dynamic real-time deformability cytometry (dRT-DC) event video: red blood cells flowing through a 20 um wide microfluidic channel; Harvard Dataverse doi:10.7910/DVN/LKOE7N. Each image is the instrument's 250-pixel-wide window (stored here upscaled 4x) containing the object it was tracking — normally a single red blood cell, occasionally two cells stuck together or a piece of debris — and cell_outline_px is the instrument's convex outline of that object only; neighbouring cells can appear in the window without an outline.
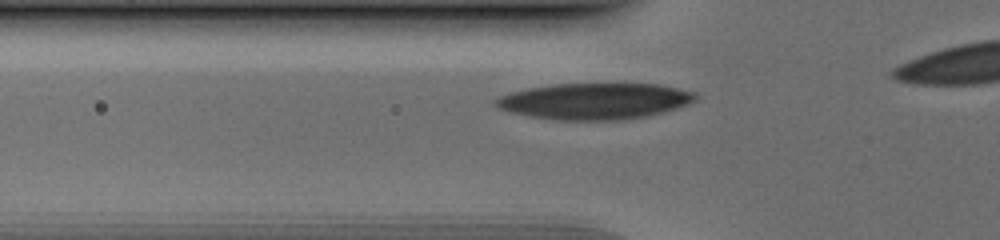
{"species": "human", "species_latin": "Homo sapiens", "temperature_condition": "cold", "stored_images_in_passage": 30, "camera_frame_rate_fps": 3000, "um_per_image_px": 0.085, "donor": {"sex": "male"}, "frame": {"image": 1, "passage_image": 5, "time_ms": 1.333, "image_size_px": [1000, 240], "cell_outline_px": [[696, 100], [688, 104], [676, 108], [644, 116], [620, 120], [552, 120], [508, 112], [496, 108], [492, 104], [492, 100], [500, 96], [512, 92], [528, 88], [552, 84], [660, 84], [696, 92]], "centroid_in_image_um": [50.48, 8.6], "position_along_channel_um": 75.3, "area_um2": 42.31}}
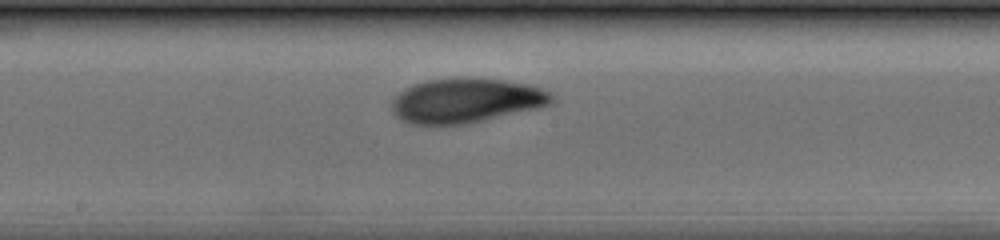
{"frame": {"image": 2, "passage_image": 15, "time_ms": 4.667, "image_size_px": [1000, 240], "cell_outline_px": [[552, 104], [536, 108], [468, 124], [412, 124], [400, 120], [392, 112], [392, 96], [404, 88], [412, 84], [428, 80], [456, 76], [468, 76], [504, 80], [528, 84], [540, 88], [548, 92], [552, 96]], "centroid_in_image_um": [39.54, 8.52], "position_along_channel_um": 208.7, "area_um2": 42.02}}
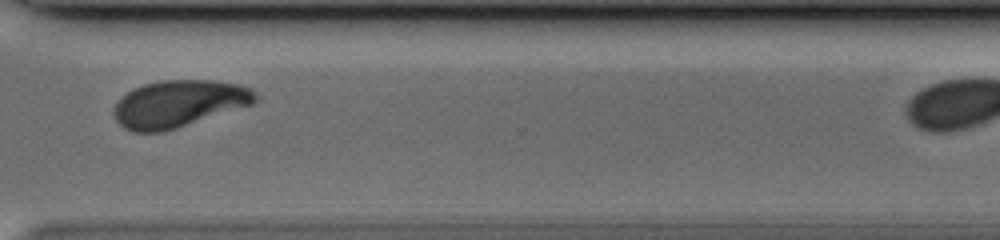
{"frame": {"image": 3, "passage_image": 26, "time_ms": 8.333, "image_size_px": [1000, 240], "cell_outline_px": [[256, 100], [252, 104], [164, 132], [132, 132], [124, 128], [116, 120], [112, 112], [120, 96], [132, 88], [144, 84], [160, 80], [212, 80], [236, 84], [252, 88], [256, 96]], "centroid_in_image_um": [15.14, 8.81], "position_along_channel_um": 355.5, "area_um2": 38.73}}